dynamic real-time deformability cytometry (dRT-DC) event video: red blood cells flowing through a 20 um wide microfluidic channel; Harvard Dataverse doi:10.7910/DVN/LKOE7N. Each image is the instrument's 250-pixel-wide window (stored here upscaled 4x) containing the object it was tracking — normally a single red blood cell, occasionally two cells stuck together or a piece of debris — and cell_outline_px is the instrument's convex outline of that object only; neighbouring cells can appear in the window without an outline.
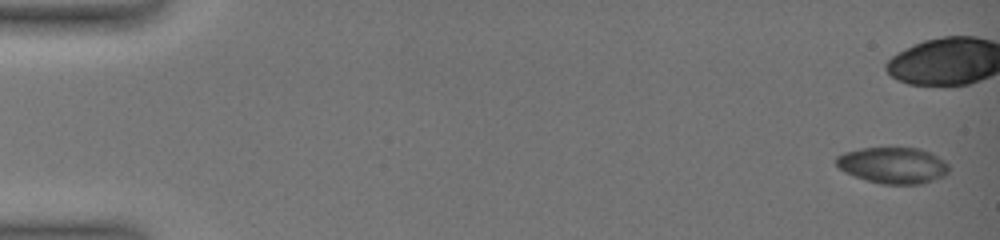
{"species": "common noctule bat (a hibernating species)", "species_latin": "Nyctalus noctula", "temperature_condition": "warm", "stored_images_in_passage": 12, "camera_frame_rate_fps": 3000, "um_per_image_px": 0.085, "animal": {"sex": "female", "body_mass_g": 19.0, "forearm_length_mm": 51.5}, "frame": {"image": 1, "passage_image": 1, "time_ms": 0.0, "image_size_px": [1000, 240], "cell_outline_px": [[948, 172], [944, 176], [920, 184], [880, 184], [844, 172], [836, 164], [836, 156], [844, 152], [860, 148], [920, 148], [944, 160], [948, 164]], "centroid_in_image_um": [75.89, 14.05], "position_along_channel_um": 9.1, "area_um2": 23.64}}